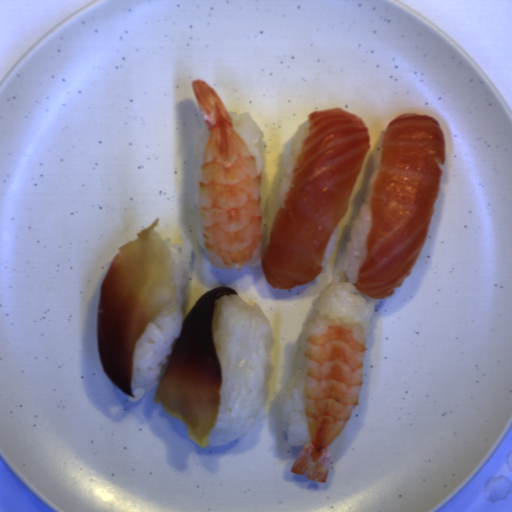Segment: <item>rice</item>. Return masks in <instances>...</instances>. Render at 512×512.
Returning a JSON list of instances; mask_svg holds the SVG:
<instances>
[{
	"label": "rice",
	"mask_w": 512,
	"mask_h": 512,
	"mask_svg": "<svg viewBox=\"0 0 512 512\" xmlns=\"http://www.w3.org/2000/svg\"><path fill=\"white\" fill-rule=\"evenodd\" d=\"M212 327L221 379L209 445H220L246 435L255 423L269 390L273 337L266 312L238 294L218 300Z\"/></svg>",
	"instance_id": "obj_1"
},
{
	"label": "rice",
	"mask_w": 512,
	"mask_h": 512,
	"mask_svg": "<svg viewBox=\"0 0 512 512\" xmlns=\"http://www.w3.org/2000/svg\"><path fill=\"white\" fill-rule=\"evenodd\" d=\"M172 261L175 297L169 311L158 316L138 337L131 361V392L128 400L136 402L147 391L157 389L164 366L173 357L184 322L185 292L190 272L193 246L187 240L176 243L162 237Z\"/></svg>",
	"instance_id": "obj_2"
},
{
	"label": "rice",
	"mask_w": 512,
	"mask_h": 512,
	"mask_svg": "<svg viewBox=\"0 0 512 512\" xmlns=\"http://www.w3.org/2000/svg\"><path fill=\"white\" fill-rule=\"evenodd\" d=\"M381 299L367 297L358 288L347 283L327 286L318 298L312 317L325 316L333 320L359 323L366 342L370 337L375 310Z\"/></svg>",
	"instance_id": "obj_3"
},
{
	"label": "rice",
	"mask_w": 512,
	"mask_h": 512,
	"mask_svg": "<svg viewBox=\"0 0 512 512\" xmlns=\"http://www.w3.org/2000/svg\"><path fill=\"white\" fill-rule=\"evenodd\" d=\"M306 328L307 324L300 331L296 360L280 397L285 432L292 446H305L309 442L305 393Z\"/></svg>",
	"instance_id": "obj_4"
},
{
	"label": "rice",
	"mask_w": 512,
	"mask_h": 512,
	"mask_svg": "<svg viewBox=\"0 0 512 512\" xmlns=\"http://www.w3.org/2000/svg\"><path fill=\"white\" fill-rule=\"evenodd\" d=\"M383 132L373 154L372 168L365 197L358 209L355 223L349 233L343 259L344 272L348 279L355 282L363 263L372 217L373 191L379 174L383 142L386 134Z\"/></svg>",
	"instance_id": "obj_5"
},
{
	"label": "rice",
	"mask_w": 512,
	"mask_h": 512,
	"mask_svg": "<svg viewBox=\"0 0 512 512\" xmlns=\"http://www.w3.org/2000/svg\"><path fill=\"white\" fill-rule=\"evenodd\" d=\"M231 116L232 124L238 135L253 153L256 162L261 171V185H262V231L261 235L264 234L265 223H266V209H267V180L264 167V155H263V140L264 133L254 116L250 113L241 112L236 113L229 111Z\"/></svg>",
	"instance_id": "obj_6"
},
{
	"label": "rice",
	"mask_w": 512,
	"mask_h": 512,
	"mask_svg": "<svg viewBox=\"0 0 512 512\" xmlns=\"http://www.w3.org/2000/svg\"><path fill=\"white\" fill-rule=\"evenodd\" d=\"M209 131L207 126L202 127L197 133L195 144H194V156L197 166L195 180L193 184V218L196 229L198 244L203 248L202 240V228H201V216H200V204H199V189H200V173H201V162L207 142Z\"/></svg>",
	"instance_id": "obj_7"
},
{
	"label": "rice",
	"mask_w": 512,
	"mask_h": 512,
	"mask_svg": "<svg viewBox=\"0 0 512 512\" xmlns=\"http://www.w3.org/2000/svg\"><path fill=\"white\" fill-rule=\"evenodd\" d=\"M308 124H309V120L299 126V128L295 134L294 140L292 142L290 153H289L287 161L284 165L283 174H282V178H281L279 196H278V202H277L278 208H279V206L283 200V197L293 179L294 172H295V169H296V166L298 163V159H299V156H300V153H301V150L303 147V143L305 140Z\"/></svg>",
	"instance_id": "obj_8"
},
{
	"label": "rice",
	"mask_w": 512,
	"mask_h": 512,
	"mask_svg": "<svg viewBox=\"0 0 512 512\" xmlns=\"http://www.w3.org/2000/svg\"><path fill=\"white\" fill-rule=\"evenodd\" d=\"M339 233H340V231L337 226V228L331 238V241L325 251V255H324V259H323V263H322V270L320 273H324L325 271H327V269L331 263L332 256L338 247Z\"/></svg>",
	"instance_id": "obj_9"
}]
</instances>
